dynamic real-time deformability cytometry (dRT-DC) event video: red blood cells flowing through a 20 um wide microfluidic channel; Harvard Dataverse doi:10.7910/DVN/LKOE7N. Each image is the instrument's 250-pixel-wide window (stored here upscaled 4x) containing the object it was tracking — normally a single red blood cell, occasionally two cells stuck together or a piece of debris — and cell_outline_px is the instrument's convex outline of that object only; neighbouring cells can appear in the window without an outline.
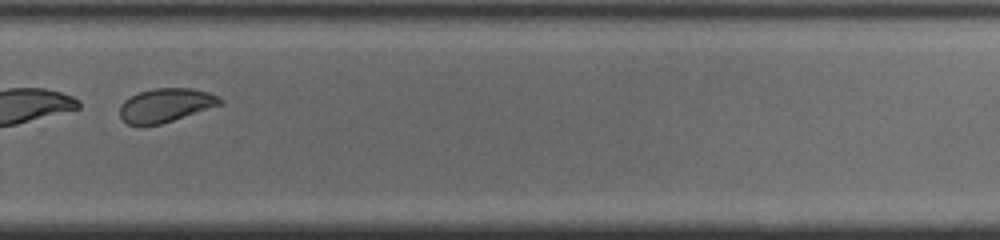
{"species": "common noctule bat (a hibernating species)", "species_latin": "Nyctalus noctula", "temperature_condition": "cold", "stored_images_in_passage": 45, "camera_frame_rate_fps": 3000, "um_per_image_px": 0.085, "animal": {"sex": "male", "body_mass_g": 19.0, "forearm_length_mm": 50.8}, "frame": {"image": 1, "passage_image": 30, "time_ms": 9.667, "image_size_px": [1000, 240], "cell_outline_px": [[224, 104], [160, 124], [128, 124], [120, 116], [120, 108], [124, 100], [140, 92], [152, 88], [192, 88], [208, 92], [220, 96], [224, 100]], "centroid_in_image_um": [14.15, 8.92], "position_along_channel_um": 315.6, "area_um2": 19.59}}